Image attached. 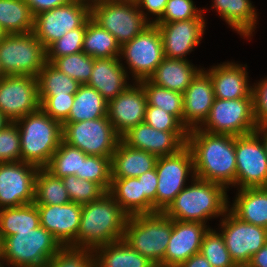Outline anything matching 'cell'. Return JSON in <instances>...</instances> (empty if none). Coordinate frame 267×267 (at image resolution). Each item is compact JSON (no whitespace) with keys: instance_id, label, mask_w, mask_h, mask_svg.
<instances>
[{"instance_id":"40","label":"cell","mask_w":267,"mask_h":267,"mask_svg":"<svg viewBox=\"0 0 267 267\" xmlns=\"http://www.w3.org/2000/svg\"><path fill=\"white\" fill-rule=\"evenodd\" d=\"M51 64L60 72L65 73L81 85L88 83L94 65V58L83 51L55 58Z\"/></svg>"},{"instance_id":"48","label":"cell","mask_w":267,"mask_h":267,"mask_svg":"<svg viewBox=\"0 0 267 267\" xmlns=\"http://www.w3.org/2000/svg\"><path fill=\"white\" fill-rule=\"evenodd\" d=\"M40 108L52 119L63 124L69 116L74 103L75 94L62 96H38Z\"/></svg>"},{"instance_id":"34","label":"cell","mask_w":267,"mask_h":267,"mask_svg":"<svg viewBox=\"0 0 267 267\" xmlns=\"http://www.w3.org/2000/svg\"><path fill=\"white\" fill-rule=\"evenodd\" d=\"M0 27L6 34L33 32L34 16L24 0H0Z\"/></svg>"},{"instance_id":"56","label":"cell","mask_w":267,"mask_h":267,"mask_svg":"<svg viewBox=\"0 0 267 267\" xmlns=\"http://www.w3.org/2000/svg\"><path fill=\"white\" fill-rule=\"evenodd\" d=\"M255 132L260 136L267 154V125H258Z\"/></svg>"},{"instance_id":"33","label":"cell","mask_w":267,"mask_h":267,"mask_svg":"<svg viewBox=\"0 0 267 267\" xmlns=\"http://www.w3.org/2000/svg\"><path fill=\"white\" fill-rule=\"evenodd\" d=\"M40 226L36 204L0 209V241L17 232L30 231Z\"/></svg>"},{"instance_id":"55","label":"cell","mask_w":267,"mask_h":267,"mask_svg":"<svg viewBox=\"0 0 267 267\" xmlns=\"http://www.w3.org/2000/svg\"><path fill=\"white\" fill-rule=\"evenodd\" d=\"M248 265L250 267H267V243L252 256Z\"/></svg>"},{"instance_id":"27","label":"cell","mask_w":267,"mask_h":267,"mask_svg":"<svg viewBox=\"0 0 267 267\" xmlns=\"http://www.w3.org/2000/svg\"><path fill=\"white\" fill-rule=\"evenodd\" d=\"M233 193L229 210L240 220L267 229V187L236 189Z\"/></svg>"},{"instance_id":"35","label":"cell","mask_w":267,"mask_h":267,"mask_svg":"<svg viewBox=\"0 0 267 267\" xmlns=\"http://www.w3.org/2000/svg\"><path fill=\"white\" fill-rule=\"evenodd\" d=\"M120 45L107 30L96 24L91 17L86 21L83 52L94 59L120 56Z\"/></svg>"},{"instance_id":"17","label":"cell","mask_w":267,"mask_h":267,"mask_svg":"<svg viewBox=\"0 0 267 267\" xmlns=\"http://www.w3.org/2000/svg\"><path fill=\"white\" fill-rule=\"evenodd\" d=\"M39 109L37 77L9 75L0 79V110L12 122Z\"/></svg>"},{"instance_id":"38","label":"cell","mask_w":267,"mask_h":267,"mask_svg":"<svg viewBox=\"0 0 267 267\" xmlns=\"http://www.w3.org/2000/svg\"><path fill=\"white\" fill-rule=\"evenodd\" d=\"M87 156L79 148L70 146L62 140L46 169L61 179L70 175L76 176L81 174L82 161Z\"/></svg>"},{"instance_id":"31","label":"cell","mask_w":267,"mask_h":267,"mask_svg":"<svg viewBox=\"0 0 267 267\" xmlns=\"http://www.w3.org/2000/svg\"><path fill=\"white\" fill-rule=\"evenodd\" d=\"M93 254L95 267H156L123 239L100 246Z\"/></svg>"},{"instance_id":"32","label":"cell","mask_w":267,"mask_h":267,"mask_svg":"<svg viewBox=\"0 0 267 267\" xmlns=\"http://www.w3.org/2000/svg\"><path fill=\"white\" fill-rule=\"evenodd\" d=\"M108 101L94 88L80 85L65 122H81L107 116Z\"/></svg>"},{"instance_id":"6","label":"cell","mask_w":267,"mask_h":267,"mask_svg":"<svg viewBox=\"0 0 267 267\" xmlns=\"http://www.w3.org/2000/svg\"><path fill=\"white\" fill-rule=\"evenodd\" d=\"M61 248L54 236L40 225L3 238L0 257L9 267H45Z\"/></svg>"},{"instance_id":"21","label":"cell","mask_w":267,"mask_h":267,"mask_svg":"<svg viewBox=\"0 0 267 267\" xmlns=\"http://www.w3.org/2000/svg\"><path fill=\"white\" fill-rule=\"evenodd\" d=\"M40 225L50 232L62 247L77 248L82 205L69 202L64 205H36Z\"/></svg>"},{"instance_id":"19","label":"cell","mask_w":267,"mask_h":267,"mask_svg":"<svg viewBox=\"0 0 267 267\" xmlns=\"http://www.w3.org/2000/svg\"><path fill=\"white\" fill-rule=\"evenodd\" d=\"M203 70L210 76L215 98L218 99H240L253 97L252 78L249 76L247 63L240 61L225 60L212 64Z\"/></svg>"},{"instance_id":"43","label":"cell","mask_w":267,"mask_h":267,"mask_svg":"<svg viewBox=\"0 0 267 267\" xmlns=\"http://www.w3.org/2000/svg\"><path fill=\"white\" fill-rule=\"evenodd\" d=\"M71 202L87 204L99 199L106 191L97 183L81 179L75 175L62 178Z\"/></svg>"},{"instance_id":"62","label":"cell","mask_w":267,"mask_h":267,"mask_svg":"<svg viewBox=\"0 0 267 267\" xmlns=\"http://www.w3.org/2000/svg\"><path fill=\"white\" fill-rule=\"evenodd\" d=\"M111 1H129V2H136V0H111Z\"/></svg>"},{"instance_id":"12","label":"cell","mask_w":267,"mask_h":267,"mask_svg":"<svg viewBox=\"0 0 267 267\" xmlns=\"http://www.w3.org/2000/svg\"><path fill=\"white\" fill-rule=\"evenodd\" d=\"M158 185L156 191V213L163 212L194 178V159L186 145L179 152L158 157L156 162Z\"/></svg>"},{"instance_id":"26","label":"cell","mask_w":267,"mask_h":267,"mask_svg":"<svg viewBox=\"0 0 267 267\" xmlns=\"http://www.w3.org/2000/svg\"><path fill=\"white\" fill-rule=\"evenodd\" d=\"M133 82L119 57H112L94 59L91 77L86 85L96 89L106 101H109Z\"/></svg>"},{"instance_id":"23","label":"cell","mask_w":267,"mask_h":267,"mask_svg":"<svg viewBox=\"0 0 267 267\" xmlns=\"http://www.w3.org/2000/svg\"><path fill=\"white\" fill-rule=\"evenodd\" d=\"M210 227L202 222L172 220V232L163 267H178L200 252L203 236Z\"/></svg>"},{"instance_id":"11","label":"cell","mask_w":267,"mask_h":267,"mask_svg":"<svg viewBox=\"0 0 267 267\" xmlns=\"http://www.w3.org/2000/svg\"><path fill=\"white\" fill-rule=\"evenodd\" d=\"M257 127L253 97L215 98L208 118L200 129L214 134L240 136L255 132Z\"/></svg>"},{"instance_id":"13","label":"cell","mask_w":267,"mask_h":267,"mask_svg":"<svg viewBox=\"0 0 267 267\" xmlns=\"http://www.w3.org/2000/svg\"><path fill=\"white\" fill-rule=\"evenodd\" d=\"M90 17L91 0H71L34 16L33 33L47 49L67 32L80 28Z\"/></svg>"},{"instance_id":"37","label":"cell","mask_w":267,"mask_h":267,"mask_svg":"<svg viewBox=\"0 0 267 267\" xmlns=\"http://www.w3.org/2000/svg\"><path fill=\"white\" fill-rule=\"evenodd\" d=\"M38 96H62L75 94L81 85L63 72L46 62L37 75Z\"/></svg>"},{"instance_id":"24","label":"cell","mask_w":267,"mask_h":267,"mask_svg":"<svg viewBox=\"0 0 267 267\" xmlns=\"http://www.w3.org/2000/svg\"><path fill=\"white\" fill-rule=\"evenodd\" d=\"M251 0H211V8L202 7L206 16L208 10L215 11L216 15L228 25V28L246 42H251L256 34L259 23V13L257 6ZM256 30V31H255Z\"/></svg>"},{"instance_id":"54","label":"cell","mask_w":267,"mask_h":267,"mask_svg":"<svg viewBox=\"0 0 267 267\" xmlns=\"http://www.w3.org/2000/svg\"><path fill=\"white\" fill-rule=\"evenodd\" d=\"M178 267H212L209 261L199 252L192 255Z\"/></svg>"},{"instance_id":"59","label":"cell","mask_w":267,"mask_h":267,"mask_svg":"<svg viewBox=\"0 0 267 267\" xmlns=\"http://www.w3.org/2000/svg\"><path fill=\"white\" fill-rule=\"evenodd\" d=\"M0 267H9L1 257H0Z\"/></svg>"},{"instance_id":"10","label":"cell","mask_w":267,"mask_h":267,"mask_svg":"<svg viewBox=\"0 0 267 267\" xmlns=\"http://www.w3.org/2000/svg\"><path fill=\"white\" fill-rule=\"evenodd\" d=\"M164 58L160 31L154 24L120 47V62L134 82L149 79Z\"/></svg>"},{"instance_id":"30","label":"cell","mask_w":267,"mask_h":267,"mask_svg":"<svg viewBox=\"0 0 267 267\" xmlns=\"http://www.w3.org/2000/svg\"><path fill=\"white\" fill-rule=\"evenodd\" d=\"M109 193L128 216L153 214V204L142 193L137 177L111 178Z\"/></svg>"},{"instance_id":"2","label":"cell","mask_w":267,"mask_h":267,"mask_svg":"<svg viewBox=\"0 0 267 267\" xmlns=\"http://www.w3.org/2000/svg\"><path fill=\"white\" fill-rule=\"evenodd\" d=\"M228 193L219 183L195 177L163 213L172 220L202 222L212 228L209 221H219L229 210Z\"/></svg>"},{"instance_id":"29","label":"cell","mask_w":267,"mask_h":267,"mask_svg":"<svg viewBox=\"0 0 267 267\" xmlns=\"http://www.w3.org/2000/svg\"><path fill=\"white\" fill-rule=\"evenodd\" d=\"M158 157L119 141L111 158V178L139 177L155 168Z\"/></svg>"},{"instance_id":"53","label":"cell","mask_w":267,"mask_h":267,"mask_svg":"<svg viewBox=\"0 0 267 267\" xmlns=\"http://www.w3.org/2000/svg\"><path fill=\"white\" fill-rule=\"evenodd\" d=\"M33 16L69 3L71 0H24Z\"/></svg>"},{"instance_id":"49","label":"cell","mask_w":267,"mask_h":267,"mask_svg":"<svg viewBox=\"0 0 267 267\" xmlns=\"http://www.w3.org/2000/svg\"><path fill=\"white\" fill-rule=\"evenodd\" d=\"M144 122L164 132H188L174 115L155 106H147Z\"/></svg>"},{"instance_id":"61","label":"cell","mask_w":267,"mask_h":267,"mask_svg":"<svg viewBox=\"0 0 267 267\" xmlns=\"http://www.w3.org/2000/svg\"><path fill=\"white\" fill-rule=\"evenodd\" d=\"M4 76H5V74H4V72L2 71L1 66H0V79H2Z\"/></svg>"},{"instance_id":"5","label":"cell","mask_w":267,"mask_h":267,"mask_svg":"<svg viewBox=\"0 0 267 267\" xmlns=\"http://www.w3.org/2000/svg\"><path fill=\"white\" fill-rule=\"evenodd\" d=\"M172 232V219L163 212L129 216L123 240L156 267H163Z\"/></svg>"},{"instance_id":"7","label":"cell","mask_w":267,"mask_h":267,"mask_svg":"<svg viewBox=\"0 0 267 267\" xmlns=\"http://www.w3.org/2000/svg\"><path fill=\"white\" fill-rule=\"evenodd\" d=\"M91 19L113 35L120 46L151 25L136 2L129 1L91 0Z\"/></svg>"},{"instance_id":"45","label":"cell","mask_w":267,"mask_h":267,"mask_svg":"<svg viewBox=\"0 0 267 267\" xmlns=\"http://www.w3.org/2000/svg\"><path fill=\"white\" fill-rule=\"evenodd\" d=\"M93 256L90 249L62 247L45 267H95Z\"/></svg>"},{"instance_id":"58","label":"cell","mask_w":267,"mask_h":267,"mask_svg":"<svg viewBox=\"0 0 267 267\" xmlns=\"http://www.w3.org/2000/svg\"><path fill=\"white\" fill-rule=\"evenodd\" d=\"M6 33L0 27V41L5 37Z\"/></svg>"},{"instance_id":"60","label":"cell","mask_w":267,"mask_h":267,"mask_svg":"<svg viewBox=\"0 0 267 267\" xmlns=\"http://www.w3.org/2000/svg\"><path fill=\"white\" fill-rule=\"evenodd\" d=\"M234 267H250L248 264H237Z\"/></svg>"},{"instance_id":"36","label":"cell","mask_w":267,"mask_h":267,"mask_svg":"<svg viewBox=\"0 0 267 267\" xmlns=\"http://www.w3.org/2000/svg\"><path fill=\"white\" fill-rule=\"evenodd\" d=\"M71 202L61 178L55 177L46 168H39L35 178L34 204L64 205Z\"/></svg>"},{"instance_id":"14","label":"cell","mask_w":267,"mask_h":267,"mask_svg":"<svg viewBox=\"0 0 267 267\" xmlns=\"http://www.w3.org/2000/svg\"><path fill=\"white\" fill-rule=\"evenodd\" d=\"M214 227L221 233L231 259L248 264L252 256L267 243V229L244 222L230 210Z\"/></svg>"},{"instance_id":"52","label":"cell","mask_w":267,"mask_h":267,"mask_svg":"<svg viewBox=\"0 0 267 267\" xmlns=\"http://www.w3.org/2000/svg\"><path fill=\"white\" fill-rule=\"evenodd\" d=\"M137 178L141 181L142 193L153 204V214L156 213V191L158 185L156 169L147 171Z\"/></svg>"},{"instance_id":"16","label":"cell","mask_w":267,"mask_h":267,"mask_svg":"<svg viewBox=\"0 0 267 267\" xmlns=\"http://www.w3.org/2000/svg\"><path fill=\"white\" fill-rule=\"evenodd\" d=\"M203 12L186 21L154 23L160 31L164 56L170 59L190 60L192 52L203 42L207 27Z\"/></svg>"},{"instance_id":"39","label":"cell","mask_w":267,"mask_h":267,"mask_svg":"<svg viewBox=\"0 0 267 267\" xmlns=\"http://www.w3.org/2000/svg\"><path fill=\"white\" fill-rule=\"evenodd\" d=\"M147 98V106H155L174 115L183 124V94L159 87L148 79L139 81Z\"/></svg>"},{"instance_id":"18","label":"cell","mask_w":267,"mask_h":267,"mask_svg":"<svg viewBox=\"0 0 267 267\" xmlns=\"http://www.w3.org/2000/svg\"><path fill=\"white\" fill-rule=\"evenodd\" d=\"M38 170L23 161L0 163V209L34 202Z\"/></svg>"},{"instance_id":"9","label":"cell","mask_w":267,"mask_h":267,"mask_svg":"<svg viewBox=\"0 0 267 267\" xmlns=\"http://www.w3.org/2000/svg\"><path fill=\"white\" fill-rule=\"evenodd\" d=\"M62 140L70 146L79 148L86 155L111 159L121 136L106 116L81 122H64Z\"/></svg>"},{"instance_id":"51","label":"cell","mask_w":267,"mask_h":267,"mask_svg":"<svg viewBox=\"0 0 267 267\" xmlns=\"http://www.w3.org/2000/svg\"><path fill=\"white\" fill-rule=\"evenodd\" d=\"M168 0H136V4L143 14V17L154 24L165 10Z\"/></svg>"},{"instance_id":"47","label":"cell","mask_w":267,"mask_h":267,"mask_svg":"<svg viewBox=\"0 0 267 267\" xmlns=\"http://www.w3.org/2000/svg\"><path fill=\"white\" fill-rule=\"evenodd\" d=\"M21 161L20 134L16 122L0 131V163Z\"/></svg>"},{"instance_id":"50","label":"cell","mask_w":267,"mask_h":267,"mask_svg":"<svg viewBox=\"0 0 267 267\" xmlns=\"http://www.w3.org/2000/svg\"><path fill=\"white\" fill-rule=\"evenodd\" d=\"M254 117L258 125H267V76L252 84Z\"/></svg>"},{"instance_id":"25","label":"cell","mask_w":267,"mask_h":267,"mask_svg":"<svg viewBox=\"0 0 267 267\" xmlns=\"http://www.w3.org/2000/svg\"><path fill=\"white\" fill-rule=\"evenodd\" d=\"M214 99L212 80L202 69L183 93V125L188 131L204 124Z\"/></svg>"},{"instance_id":"3","label":"cell","mask_w":267,"mask_h":267,"mask_svg":"<svg viewBox=\"0 0 267 267\" xmlns=\"http://www.w3.org/2000/svg\"><path fill=\"white\" fill-rule=\"evenodd\" d=\"M128 217L109 192L82 205L77 248L94 251L100 246L122 240Z\"/></svg>"},{"instance_id":"28","label":"cell","mask_w":267,"mask_h":267,"mask_svg":"<svg viewBox=\"0 0 267 267\" xmlns=\"http://www.w3.org/2000/svg\"><path fill=\"white\" fill-rule=\"evenodd\" d=\"M203 67L195 65L192 60L165 57L148 80L159 87L183 94Z\"/></svg>"},{"instance_id":"41","label":"cell","mask_w":267,"mask_h":267,"mask_svg":"<svg viewBox=\"0 0 267 267\" xmlns=\"http://www.w3.org/2000/svg\"><path fill=\"white\" fill-rule=\"evenodd\" d=\"M200 253L209 261L212 267H234L221 233L216 227L209 228L204 234Z\"/></svg>"},{"instance_id":"44","label":"cell","mask_w":267,"mask_h":267,"mask_svg":"<svg viewBox=\"0 0 267 267\" xmlns=\"http://www.w3.org/2000/svg\"><path fill=\"white\" fill-rule=\"evenodd\" d=\"M85 30L86 22L80 28L67 32L61 39L52 43L46 49V61L51 63L55 58L82 52Z\"/></svg>"},{"instance_id":"42","label":"cell","mask_w":267,"mask_h":267,"mask_svg":"<svg viewBox=\"0 0 267 267\" xmlns=\"http://www.w3.org/2000/svg\"><path fill=\"white\" fill-rule=\"evenodd\" d=\"M77 177L99 184L106 192L111 187V159L88 155L82 161L81 174Z\"/></svg>"},{"instance_id":"4","label":"cell","mask_w":267,"mask_h":267,"mask_svg":"<svg viewBox=\"0 0 267 267\" xmlns=\"http://www.w3.org/2000/svg\"><path fill=\"white\" fill-rule=\"evenodd\" d=\"M20 134L21 161L46 168L62 141V124L41 108L16 121Z\"/></svg>"},{"instance_id":"15","label":"cell","mask_w":267,"mask_h":267,"mask_svg":"<svg viewBox=\"0 0 267 267\" xmlns=\"http://www.w3.org/2000/svg\"><path fill=\"white\" fill-rule=\"evenodd\" d=\"M236 189L267 187V154L256 132L235 136Z\"/></svg>"},{"instance_id":"46","label":"cell","mask_w":267,"mask_h":267,"mask_svg":"<svg viewBox=\"0 0 267 267\" xmlns=\"http://www.w3.org/2000/svg\"><path fill=\"white\" fill-rule=\"evenodd\" d=\"M194 0H168L163 15L155 23L196 19L203 11Z\"/></svg>"},{"instance_id":"8","label":"cell","mask_w":267,"mask_h":267,"mask_svg":"<svg viewBox=\"0 0 267 267\" xmlns=\"http://www.w3.org/2000/svg\"><path fill=\"white\" fill-rule=\"evenodd\" d=\"M46 62V49L33 32L6 34L0 41V66L5 76L37 77Z\"/></svg>"},{"instance_id":"22","label":"cell","mask_w":267,"mask_h":267,"mask_svg":"<svg viewBox=\"0 0 267 267\" xmlns=\"http://www.w3.org/2000/svg\"><path fill=\"white\" fill-rule=\"evenodd\" d=\"M146 93L139 82H133L117 97L108 101L107 117L122 136L131 127L144 122L147 108Z\"/></svg>"},{"instance_id":"1","label":"cell","mask_w":267,"mask_h":267,"mask_svg":"<svg viewBox=\"0 0 267 267\" xmlns=\"http://www.w3.org/2000/svg\"><path fill=\"white\" fill-rule=\"evenodd\" d=\"M187 146L193 155L196 178L236 190L235 136L195 128L188 131Z\"/></svg>"},{"instance_id":"20","label":"cell","mask_w":267,"mask_h":267,"mask_svg":"<svg viewBox=\"0 0 267 267\" xmlns=\"http://www.w3.org/2000/svg\"><path fill=\"white\" fill-rule=\"evenodd\" d=\"M187 137L188 132H164L142 122L131 127L121 140L129 147L162 157L179 152L187 145Z\"/></svg>"},{"instance_id":"57","label":"cell","mask_w":267,"mask_h":267,"mask_svg":"<svg viewBox=\"0 0 267 267\" xmlns=\"http://www.w3.org/2000/svg\"><path fill=\"white\" fill-rule=\"evenodd\" d=\"M12 121L0 110V131L5 129Z\"/></svg>"}]
</instances>
